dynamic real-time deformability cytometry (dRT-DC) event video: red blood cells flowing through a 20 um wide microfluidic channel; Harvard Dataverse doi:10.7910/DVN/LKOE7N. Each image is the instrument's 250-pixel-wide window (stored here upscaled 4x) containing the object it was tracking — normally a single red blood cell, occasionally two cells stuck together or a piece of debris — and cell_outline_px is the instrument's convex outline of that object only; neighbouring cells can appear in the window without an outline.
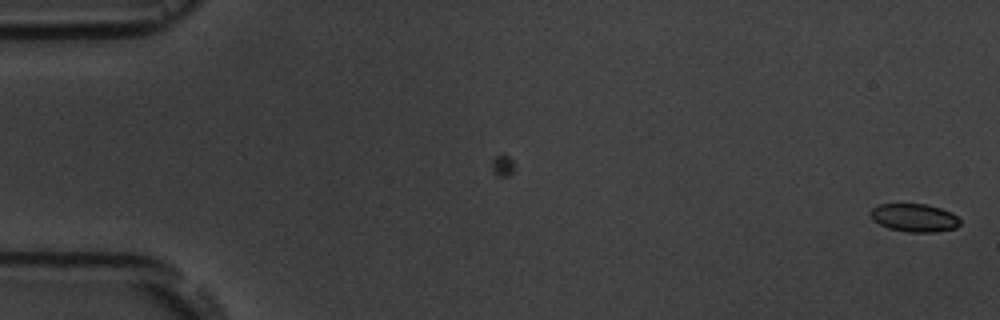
{"species": "common noctule bat (a hibernating species)", "species_latin": "Nyctalus noctula", "temperature_condition": "room temperature", "stored_images_in_passage": 2, "camera_frame_rate_fps": 3000, "um_per_image_px": 0.085, "animal": {"sex": "male", "body_mass_g": 19.5, "forearm_length_mm": 54.6}, "frame": {"image": 1, "passage_image": 2, "time_ms": 1.0, "image_size_px": [1000, 320], "cell_outline_px": [[960, 224], [956, 228], [936, 232], [908, 232], [888, 228], [872, 220], [872, 208], [880, 204], [924, 204], [940, 208], [952, 212], [960, 220]], "centroid_in_image_um": [77.74, 18.51], "position_along_channel_um": 7.3, "area_um2": 14.57}}